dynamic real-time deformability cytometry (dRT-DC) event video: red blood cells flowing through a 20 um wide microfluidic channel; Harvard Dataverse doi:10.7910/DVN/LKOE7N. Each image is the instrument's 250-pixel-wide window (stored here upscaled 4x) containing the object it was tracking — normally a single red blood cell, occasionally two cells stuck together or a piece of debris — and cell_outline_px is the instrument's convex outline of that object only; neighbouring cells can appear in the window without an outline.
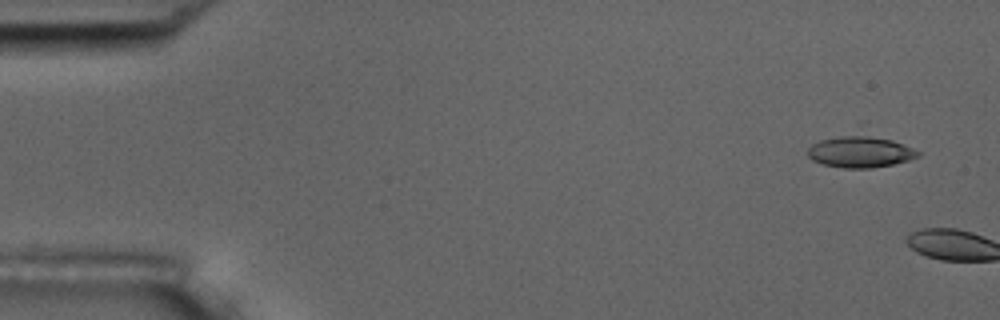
{"species": "common noctule bat (a hibernating species)", "species_latin": "Nyctalus noctula", "temperature_condition": "room temperature", "stored_images_in_passage": 2, "camera_frame_rate_fps": 3000, "um_per_image_px": 0.085, "animal": {"sex": "male", "body_mass_g": 17.5, "forearm_length_mm": 52.3}, "frame": {"image": 1, "passage_image": 1, "time_ms": 0.0, "image_size_px": [1000, 320], "cell_outline_px": [[920, 156], [908, 160], [892, 164], [872, 168], [844, 168], [824, 164], [812, 160], [808, 156], [808, 148], [812, 144], [860, 120], [920, 152]], "centroid_in_image_um": [73.14, 12.62], "position_along_channel_um": 11.9, "area_um2": 24.04}}